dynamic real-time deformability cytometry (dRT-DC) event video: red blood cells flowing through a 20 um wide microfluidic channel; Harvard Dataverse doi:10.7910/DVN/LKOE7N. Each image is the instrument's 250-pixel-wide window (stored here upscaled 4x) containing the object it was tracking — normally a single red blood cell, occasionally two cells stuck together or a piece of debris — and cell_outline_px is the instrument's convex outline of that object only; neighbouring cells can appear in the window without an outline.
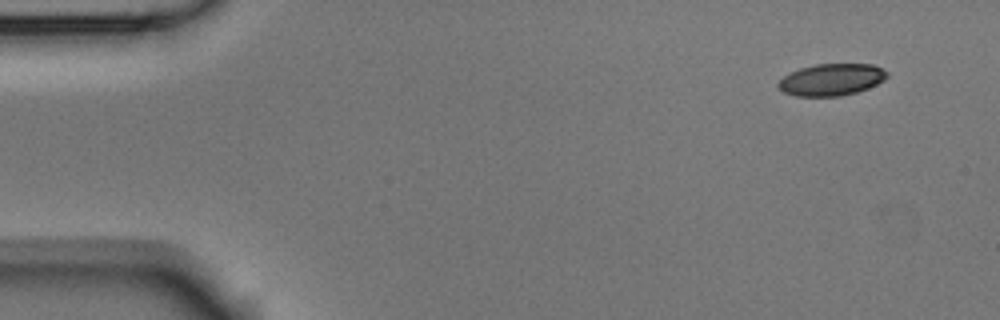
{"species": "Egyptian fruit bat (a non-hibernating species)", "species_latin": "Rousettus aegyptiacus", "temperature_condition": "room temperature", "stored_images_in_passage": 5, "camera_frame_rate_fps": 3000, "um_per_image_px": 0.085, "animal": {"sex": "male"}, "frame": {"image": 1, "passage_image": 1, "time_ms": 0.0, "image_size_px": [1000, 320], "cell_outline_px": [[888, 76], [884, 80], [868, 88], [856, 92], [840, 96], [796, 96], [784, 92], [776, 88], [776, 84], [784, 76], [800, 68], [816, 64], [872, 64], [888, 72]], "centroid_in_image_um": [70.65, 6.77], "position_along_channel_um": 14.3, "area_um2": 20.17}}
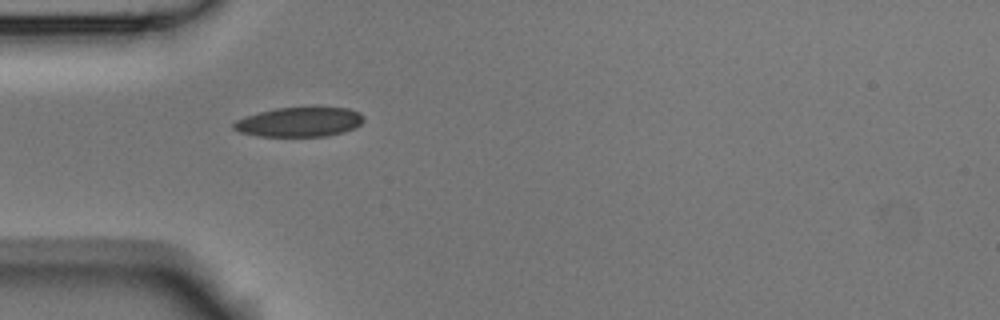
{"frame": {"image": 2, "passage_image": 4, "time_ms": 1.0, "image_size_px": [1000, 320], "cell_outline_px": [[364, 120], [356, 128], [344, 132], [328, 136], [256, 136], [240, 132], [232, 128], [232, 124], [236, 120], [244, 116], [276, 108], [348, 108], [360, 112], [364, 116]], "centroid_in_image_um": [25.45, 10.38], "position_along_channel_um": 59.5, "area_um2": 22.43}}
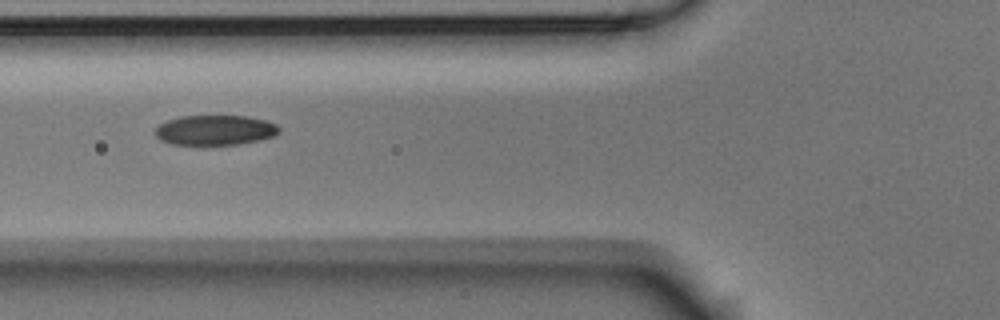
{"frame": {"image": 3, "passage_image": 5, "time_ms": 1.333, "image_size_px": [1000, 320], "cell_outline_px": [[280, 132], [276, 136], [236, 144], [172, 144], [160, 140], [156, 136], [156, 128], [160, 124], [168, 120], [180, 116], [248, 116], [268, 120], [276, 124], [280, 128]], "centroid_in_image_um": [18.32, 11.05], "position_along_channel_um": 107.5, "area_um2": 21.56}}